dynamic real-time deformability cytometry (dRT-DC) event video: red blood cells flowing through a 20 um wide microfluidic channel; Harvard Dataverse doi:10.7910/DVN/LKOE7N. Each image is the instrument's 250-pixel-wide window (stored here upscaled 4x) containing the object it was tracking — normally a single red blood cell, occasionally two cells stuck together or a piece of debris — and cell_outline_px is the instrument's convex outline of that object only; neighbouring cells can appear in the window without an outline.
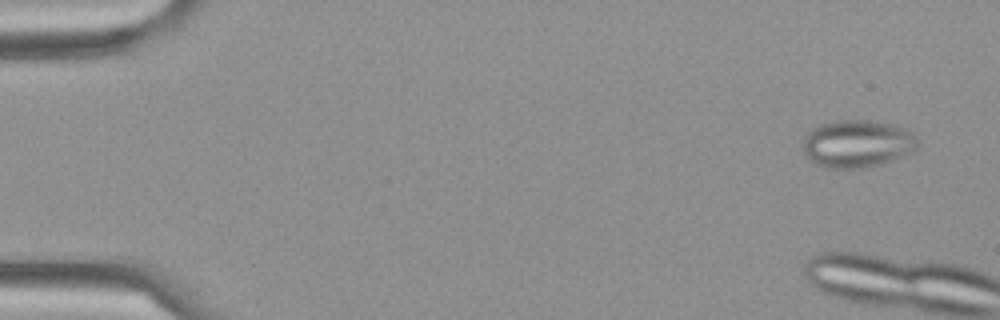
{"species": "Egyptian fruit bat (a non-hibernating species)", "species_latin": "Rousettus aegyptiacus", "temperature_condition": "cold", "stored_images_in_passage": 8, "camera_frame_rate_fps": 3000, "um_per_image_px": 0.085, "frame": {"image": 1, "passage_image": 2, "time_ms": 0.333, "image_size_px": [1000, 320], "cell_outline_px": [[916, 148], [908, 152], [880, 164], [864, 168], [828, 168], [816, 164], [808, 160], [804, 152], [804, 136], [812, 128], [820, 124], [836, 120], [868, 120], [892, 124], [912, 132], [916, 136]], "centroid_in_image_um": [72.8, 12.2], "position_along_channel_um": 12.2, "area_um2": 31.5}}